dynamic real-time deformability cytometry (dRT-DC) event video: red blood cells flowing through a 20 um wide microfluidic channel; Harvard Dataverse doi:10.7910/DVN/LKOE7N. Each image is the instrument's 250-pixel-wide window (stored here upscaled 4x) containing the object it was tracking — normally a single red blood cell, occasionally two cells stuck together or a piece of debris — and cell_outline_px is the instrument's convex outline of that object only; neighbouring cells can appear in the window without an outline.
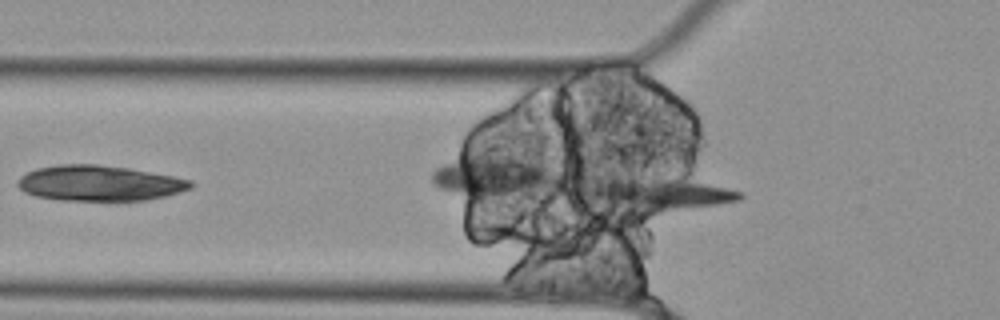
{"species": "Egyptian fruit bat (a non-hibernating species)", "species_latin": "Rousettus aegyptiacus", "temperature_condition": "cold", "stored_images_in_passage": 35, "camera_frame_rate_fps": 3000, "um_per_image_px": 0.085, "animal": {"sex": "female"}, "frame": {"image": 1, "passage_image": 4, "time_ms": 1.0, "image_size_px": [1000, 320], "cell_outline_px": [[744, 196], [740, 200], [716, 204], [628, 216], [588, 204], [584, 188], [596, 184], [648, 176], [684, 172], [740, 192]], "centroid_in_image_um": [55.97, 16.49], "position_along_channel_um": 69.8, "area_um2": 32.37}}